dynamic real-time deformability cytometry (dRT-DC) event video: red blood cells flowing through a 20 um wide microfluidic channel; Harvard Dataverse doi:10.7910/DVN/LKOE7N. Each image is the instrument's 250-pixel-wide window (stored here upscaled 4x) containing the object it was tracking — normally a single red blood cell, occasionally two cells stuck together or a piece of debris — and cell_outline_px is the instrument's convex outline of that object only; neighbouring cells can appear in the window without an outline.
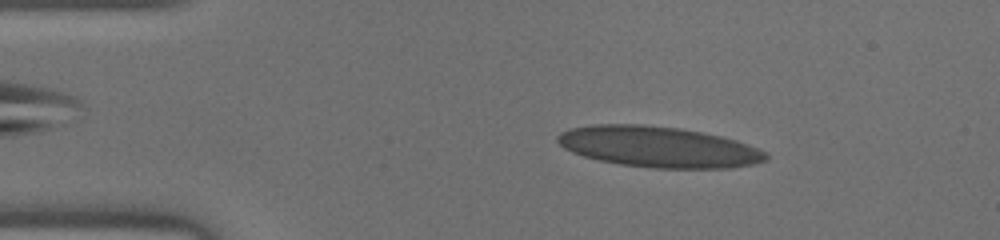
{"species": "human", "species_latin": "Homo sapiens", "temperature_condition": "warm", "stored_images_in_passage": 48, "camera_frame_rate_fps": 3000, "um_per_image_px": 0.085, "donor": {"sex": "male"}, "frame": {"image": 1, "passage_image": 7, "time_ms": 2.0, "image_size_px": [1000, 240], "cell_outline_px": [[768, 160], [756, 164], [728, 168], [652, 168], [620, 164], [600, 160], [584, 156], [572, 152], [564, 148], [556, 140], [556, 136], [560, 132], [568, 128], [592, 124], [644, 124], [680, 128], [720, 136], [736, 140], [756, 148], [764, 152], [768, 156]], "centroid_in_image_um": [55.93, 12.48], "position_along_channel_um": 29.1, "area_um2": 49.65}}
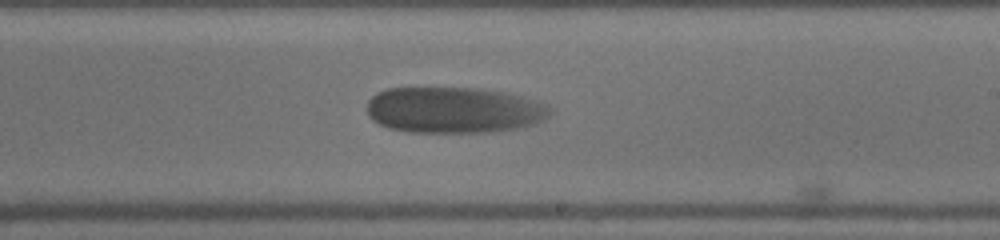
{"frame": {"image": 2, "passage_image": 28, "time_ms": 9.0, "image_size_px": [1000, 240], "cell_outline_px": [[552, 108], [548, 116], [532, 124], [516, 128], [484, 132], [408, 132], [388, 128], [372, 120], [368, 116], [368, 100], [376, 92], [388, 88], [484, 88], [504, 92], [520, 96], [532, 100]], "centroid_in_image_um": [38.51, 9.35], "position_along_channel_um": 250.5, "area_um2": 48.96}}
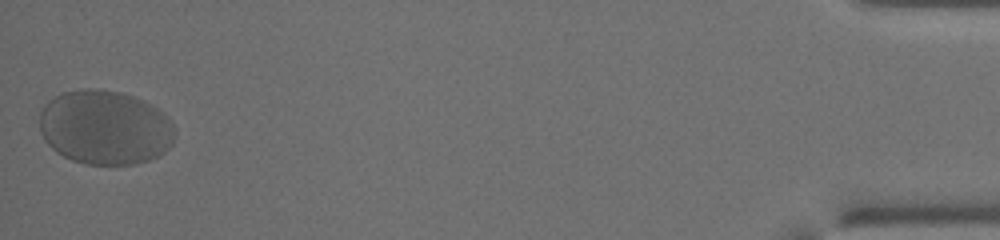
{"frame": {"image": 3, "passage_image": 48, "time_ms": 15.667, "image_size_px": [1000, 240], "cell_outline_px": [[172, 144], [160, 156], [148, 160], [132, 164], [84, 164], [72, 160], [56, 152], [44, 140], [40, 132], [40, 112], [44, 104], [48, 100], [64, 92], [80, 88], [96, 88], [120, 92], [144, 100], [152, 104], [164, 112], [168, 116], [172, 124]], "centroid_in_image_um": [8.9, 10.82], "position_along_channel_um": 426.3, "area_um2": 58.96}}